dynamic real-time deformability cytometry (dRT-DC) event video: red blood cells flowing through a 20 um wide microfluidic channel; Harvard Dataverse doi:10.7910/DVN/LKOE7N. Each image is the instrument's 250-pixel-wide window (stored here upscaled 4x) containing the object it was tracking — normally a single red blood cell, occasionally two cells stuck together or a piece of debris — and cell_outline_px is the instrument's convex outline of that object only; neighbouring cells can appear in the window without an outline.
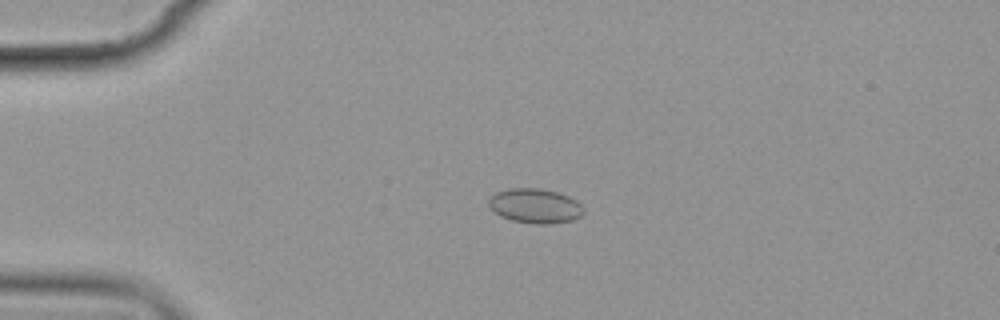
{"species": "common noctule bat (a hibernating species)", "species_latin": "Nyctalus noctula", "temperature_condition": "cold", "stored_images_in_passage": 3, "camera_frame_rate_fps": 3000, "um_per_image_px": 0.085, "animal": {"sex": "female", "body_mass_g": 19.9}, "frame": {"image": 1, "passage_image": 2, "time_ms": 1.0, "image_size_px": [1000, 320], "cell_outline_px": [[584, 212], [580, 216], [572, 220], [552, 224], [536, 224], [512, 220], [500, 216], [488, 208], [488, 200], [496, 192], [508, 188], [540, 188], [556, 192], [568, 196], [576, 200], [584, 208]], "centroid_in_image_um": [45.46, 17.5], "position_along_channel_um": 39.5, "area_um2": 19.25}}